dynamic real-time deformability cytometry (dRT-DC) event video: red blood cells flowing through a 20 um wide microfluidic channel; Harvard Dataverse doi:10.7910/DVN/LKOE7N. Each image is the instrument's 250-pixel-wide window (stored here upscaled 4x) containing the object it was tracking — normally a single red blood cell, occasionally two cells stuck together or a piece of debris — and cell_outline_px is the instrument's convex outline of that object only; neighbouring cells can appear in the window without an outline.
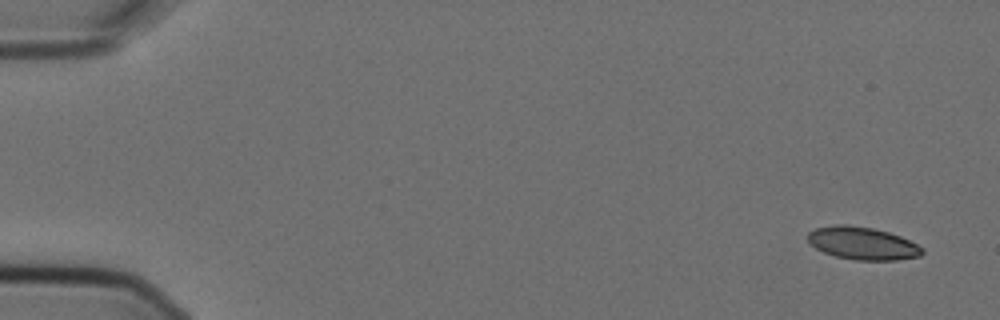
{"species": "Egyptian fruit bat (a non-hibernating species)", "species_latin": "Rousettus aegyptiacus", "temperature_condition": "cold", "stored_images_in_passage": 6, "camera_frame_rate_fps": 3000, "um_per_image_px": 0.085, "animal": {"sex": "female"}, "frame": {"image": 1, "passage_image": 1, "time_ms": 0.0, "image_size_px": [1000, 320], "cell_outline_px": [[924, 252], [920, 256], [896, 260], [856, 260], [836, 256], [824, 252], [816, 248], [808, 240], [808, 232], [816, 228], [832, 224], [848, 224], [872, 228], [888, 232], [900, 236], [924, 248]], "centroid_in_image_um": [73.31, 20.67], "position_along_channel_um": 11.7, "area_um2": 21.73}}